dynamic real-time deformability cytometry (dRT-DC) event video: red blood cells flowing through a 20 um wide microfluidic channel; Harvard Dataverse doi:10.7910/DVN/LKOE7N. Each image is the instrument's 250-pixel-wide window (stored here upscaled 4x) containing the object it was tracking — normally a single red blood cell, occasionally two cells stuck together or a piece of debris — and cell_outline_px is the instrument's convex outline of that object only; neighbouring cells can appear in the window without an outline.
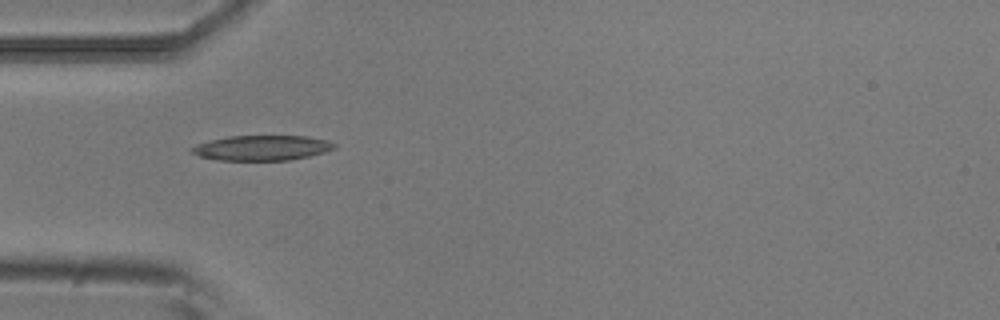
{"species": "common noctule bat (a hibernating species)", "species_latin": "Nyctalus noctula", "temperature_condition": "room temperature", "stored_images_in_passage": 6, "camera_frame_rate_fps": 3000, "um_per_image_px": 0.085, "animal": {"sex": "male", "body_mass_g": 20.5, "forearm_length_mm": 52.5}, "frame": {"image": 1, "passage_image": 5, "time_ms": 1.333, "image_size_px": [1000, 320], "cell_outline_px": [[336, 148], [324, 152], [308, 156], [288, 160], [220, 160], [200, 156], [188, 152], [188, 148], [196, 144], [228, 136], [308, 136], [328, 140], [336, 144]], "centroid_in_image_um": [22.24, 12.56], "position_along_channel_um": 62.8, "area_um2": 20.87}}
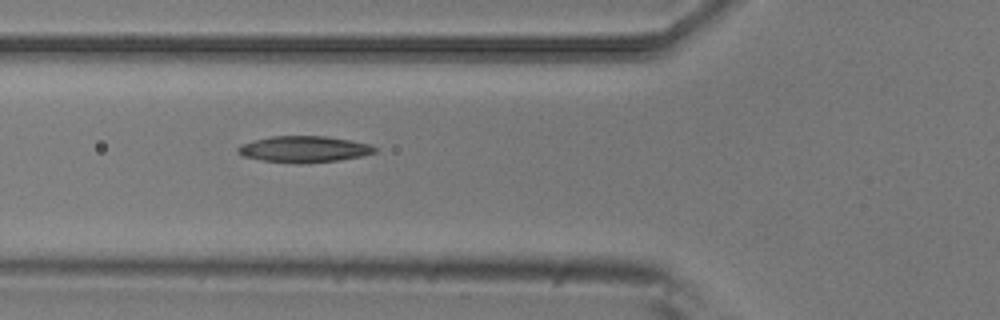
{"frame": {"image": 2, "passage_image": 6, "time_ms": 1.667, "image_size_px": [1000, 320], "cell_outline_px": [[376, 152], [364, 156], [340, 160], [300, 164], [296, 164], [264, 160], [244, 156], [236, 152], [236, 148], [240, 144], [272, 136], [324, 136], [352, 140], [372, 144], [376, 148]], "centroid_in_image_um": [25.88, 12.68], "position_along_channel_um": 99.9, "area_um2": 21.15}}